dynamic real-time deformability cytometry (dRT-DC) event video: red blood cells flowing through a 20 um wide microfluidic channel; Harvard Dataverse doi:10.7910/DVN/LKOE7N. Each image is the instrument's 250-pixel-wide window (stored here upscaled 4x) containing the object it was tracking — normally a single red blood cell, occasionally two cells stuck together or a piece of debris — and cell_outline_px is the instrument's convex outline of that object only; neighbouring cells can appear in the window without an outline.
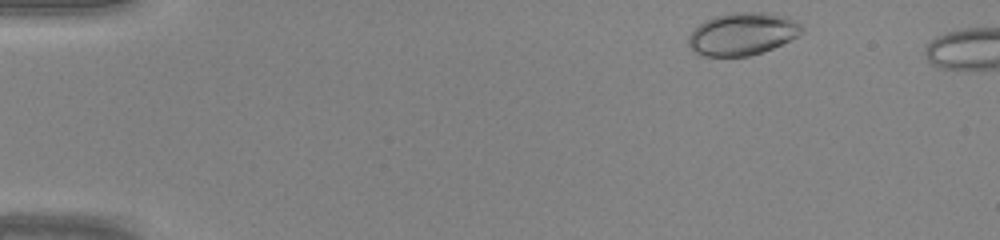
{"species": "common noctule bat (a hibernating species)", "species_latin": "Nyctalus noctula", "temperature_condition": "warm", "stored_images_in_passage": 39, "camera_frame_rate_fps": 3000, "um_per_image_px": 0.085, "animal": {"sex": "male", "body_mass_g": 20.0, "forearm_length_mm": 53.3}, "frame": {"image": 1, "passage_image": 1, "time_ms": 0.0, "image_size_px": [1000, 240], "cell_outline_px": [[804, 32], [772, 48], [748, 56], [700, 56], [688, 44], [688, 36], [704, 20], [716, 16], [732, 12], [768, 12], [788, 16], [804, 24]], "centroid_in_image_um": [63.15, 2.86], "position_along_channel_um": 21.9, "area_um2": 28.15}}
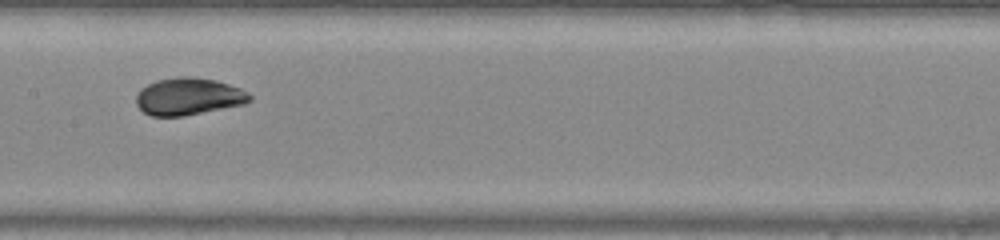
{"frame": {"image": 2, "passage_image": 19, "time_ms": 6.0, "image_size_px": [1000, 240], "cell_outline_px": [[252, 100], [244, 104], [184, 116], [152, 116], [144, 112], [136, 104], [136, 92], [140, 88], [156, 80], [176, 76], [192, 76], [216, 80], [240, 88], [248, 92], [252, 96]], "centroid_in_image_um": [16.01, 8.19], "position_along_channel_um": 191.4, "area_um2": 24.85}}
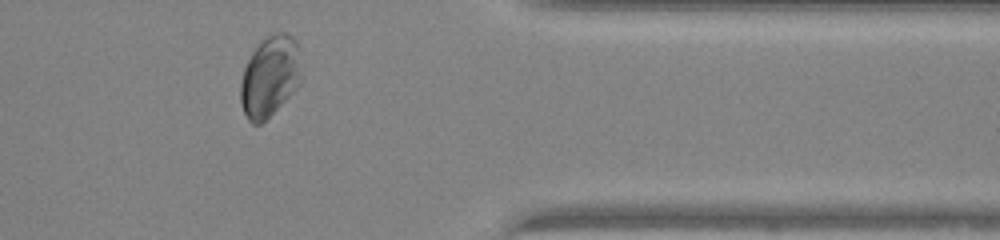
{"frame": {"image": 3, "passage_image": 33, "time_ms": 10.667, "image_size_px": [1000, 240], "cell_outline_px": [[300, 80], [296, 88], [260, 124], [252, 124], [248, 120], [244, 112], [240, 100], [240, 84], [244, 68], [252, 52], [264, 36], [272, 32], [284, 32], [292, 36], [296, 40], [300, 76]], "centroid_in_image_um": [22.9, 6.46], "position_along_channel_um": 388.5, "area_um2": 28.15}}